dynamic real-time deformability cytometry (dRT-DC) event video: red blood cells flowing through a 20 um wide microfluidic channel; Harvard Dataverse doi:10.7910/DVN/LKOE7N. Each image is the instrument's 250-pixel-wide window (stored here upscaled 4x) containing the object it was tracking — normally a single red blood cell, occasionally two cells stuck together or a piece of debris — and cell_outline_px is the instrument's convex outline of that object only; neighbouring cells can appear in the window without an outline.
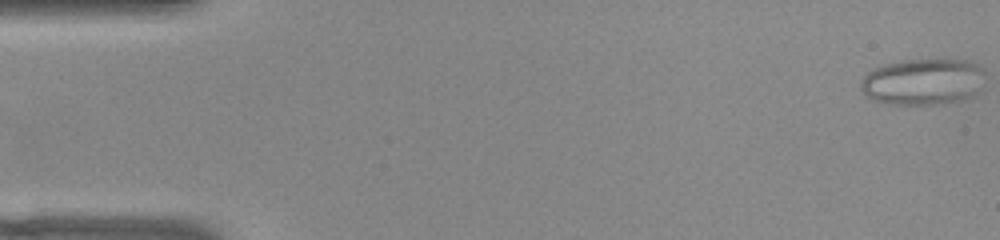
{"species": "common noctule bat (a hibernating species)", "species_latin": "Nyctalus noctula", "temperature_condition": "warm", "stored_images_in_passage": 53, "camera_frame_rate_fps": 3000, "um_per_image_px": 0.085, "animal": {"sex": "female", "body_mass_g": 22.0, "forearm_length_mm": 56.7}, "frame": {"image": 1, "passage_image": 1, "time_ms": 0.0, "image_size_px": [1000, 240], "cell_outline_px": [[984, 72], [976, 92], [972, 96], [944, 104], [892, 104], [872, 100], [864, 96], [860, 88], [860, 80], [872, 68], [884, 64], [900, 60], [968, 60], [984, 68]], "centroid_in_image_um": [78.38, 6.94], "position_along_channel_um": 6.6, "area_um2": 33.64}}
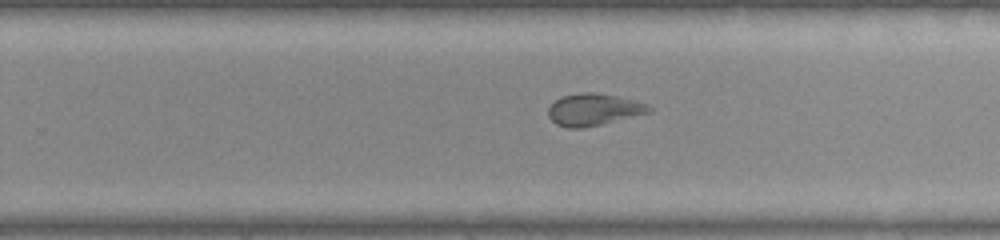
{"frame": {"image": 2, "passage_image": 33, "time_ms": 10.667, "image_size_px": [1000, 240], "cell_outline_px": [[652, 112], [584, 128], [568, 128], [556, 124], [548, 116], [548, 108], [560, 96], [580, 92], [592, 92], [616, 96], [648, 104], [652, 108]], "centroid_in_image_um": [50.44, 9.31], "position_along_channel_um": 279.4, "area_um2": 18.73}}
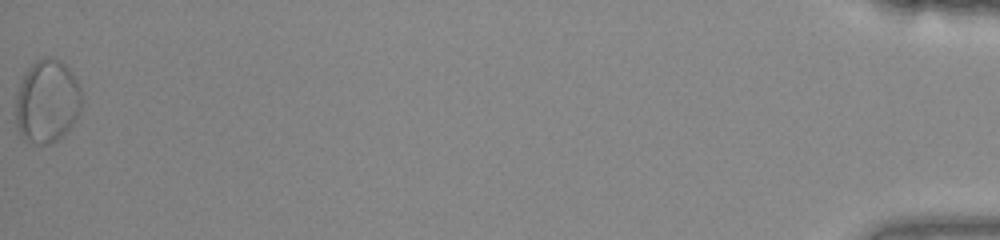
{"frame": {"image": 3, "passage_image": 53, "time_ms": 17.333, "image_size_px": [1000, 240], "cell_outline_px": [[84, 100], [80, 112], [76, 120], [52, 144], [36, 144], [24, 140], [16, 124], [16, 96], [24, 72], [36, 60], [44, 56], [56, 60], [64, 64], [68, 68], [76, 80], [80, 88]], "centroid_in_image_um": [4.01, 8.62], "position_along_channel_um": 431.2, "area_um2": 32.02}, "authors_computed_cell_mechanics": {"area_um2": 23.698, "velocity_mm_per_s": 3.8564, "shape_relaxation_time_tau1_ms": null, "shape_relaxation_time_tau2_ms": 1.3578, "deformation_change_tau1": null, "deformation_change_tau2": 0.0795}}